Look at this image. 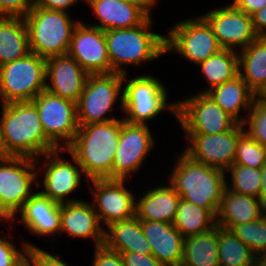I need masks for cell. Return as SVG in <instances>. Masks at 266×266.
<instances>
[{"instance_id":"cell-1","label":"cell","mask_w":266,"mask_h":266,"mask_svg":"<svg viewBox=\"0 0 266 266\" xmlns=\"http://www.w3.org/2000/svg\"><path fill=\"white\" fill-rule=\"evenodd\" d=\"M2 156H39L58 149L46 136L32 101L1 104Z\"/></svg>"},{"instance_id":"cell-2","label":"cell","mask_w":266,"mask_h":266,"mask_svg":"<svg viewBox=\"0 0 266 266\" xmlns=\"http://www.w3.org/2000/svg\"><path fill=\"white\" fill-rule=\"evenodd\" d=\"M174 160L167 181L182 199L208 209L217 217L226 188L225 171L192 160L183 151Z\"/></svg>"},{"instance_id":"cell-3","label":"cell","mask_w":266,"mask_h":266,"mask_svg":"<svg viewBox=\"0 0 266 266\" xmlns=\"http://www.w3.org/2000/svg\"><path fill=\"white\" fill-rule=\"evenodd\" d=\"M153 20L150 15L137 27L105 31L108 56L114 72L124 75L128 73V66L141 67L166 56V34L152 31L155 25Z\"/></svg>"},{"instance_id":"cell-4","label":"cell","mask_w":266,"mask_h":266,"mask_svg":"<svg viewBox=\"0 0 266 266\" xmlns=\"http://www.w3.org/2000/svg\"><path fill=\"white\" fill-rule=\"evenodd\" d=\"M121 118L103 123L79 125L66 148L89 179H112L113 159L118 147Z\"/></svg>"},{"instance_id":"cell-5","label":"cell","mask_w":266,"mask_h":266,"mask_svg":"<svg viewBox=\"0 0 266 266\" xmlns=\"http://www.w3.org/2000/svg\"><path fill=\"white\" fill-rule=\"evenodd\" d=\"M123 75V120L131 124H149L167 110L177 118V101H169L165 83L154 75ZM128 79V80H127Z\"/></svg>"},{"instance_id":"cell-6","label":"cell","mask_w":266,"mask_h":266,"mask_svg":"<svg viewBox=\"0 0 266 266\" xmlns=\"http://www.w3.org/2000/svg\"><path fill=\"white\" fill-rule=\"evenodd\" d=\"M72 17L64 11L34 5L24 17L30 51L44 59L67 54L73 31L80 22Z\"/></svg>"},{"instance_id":"cell-7","label":"cell","mask_w":266,"mask_h":266,"mask_svg":"<svg viewBox=\"0 0 266 266\" xmlns=\"http://www.w3.org/2000/svg\"><path fill=\"white\" fill-rule=\"evenodd\" d=\"M63 152L68 153L71 159L65 158ZM35 160L37 177H41V181L39 179L37 181V187L41 190L37 189L42 195L59 204L82 200L70 196L77 192V189H81L82 180L88 184L89 179L84 175L76 158L67 149L60 148L47 152Z\"/></svg>"},{"instance_id":"cell-8","label":"cell","mask_w":266,"mask_h":266,"mask_svg":"<svg viewBox=\"0 0 266 266\" xmlns=\"http://www.w3.org/2000/svg\"><path fill=\"white\" fill-rule=\"evenodd\" d=\"M37 175L34 158L0 157V219L2 221H11L22 209L24 203L37 191Z\"/></svg>"},{"instance_id":"cell-9","label":"cell","mask_w":266,"mask_h":266,"mask_svg":"<svg viewBox=\"0 0 266 266\" xmlns=\"http://www.w3.org/2000/svg\"><path fill=\"white\" fill-rule=\"evenodd\" d=\"M118 100L123 114V74H89L77 102L78 125L117 120L110 113Z\"/></svg>"},{"instance_id":"cell-10","label":"cell","mask_w":266,"mask_h":266,"mask_svg":"<svg viewBox=\"0 0 266 266\" xmlns=\"http://www.w3.org/2000/svg\"><path fill=\"white\" fill-rule=\"evenodd\" d=\"M165 35V53H174L193 65L200 64L221 50L211 26L201 16L179 20Z\"/></svg>"},{"instance_id":"cell-11","label":"cell","mask_w":266,"mask_h":266,"mask_svg":"<svg viewBox=\"0 0 266 266\" xmlns=\"http://www.w3.org/2000/svg\"><path fill=\"white\" fill-rule=\"evenodd\" d=\"M46 86V59L30 52L0 66V103L32 101Z\"/></svg>"},{"instance_id":"cell-12","label":"cell","mask_w":266,"mask_h":266,"mask_svg":"<svg viewBox=\"0 0 266 266\" xmlns=\"http://www.w3.org/2000/svg\"><path fill=\"white\" fill-rule=\"evenodd\" d=\"M176 120L184 134H219L238 123L208 94L198 92L177 101Z\"/></svg>"},{"instance_id":"cell-13","label":"cell","mask_w":266,"mask_h":266,"mask_svg":"<svg viewBox=\"0 0 266 266\" xmlns=\"http://www.w3.org/2000/svg\"><path fill=\"white\" fill-rule=\"evenodd\" d=\"M35 104L45 136L58 148L66 149L74 140L79 128L77 103L47 90L39 93Z\"/></svg>"},{"instance_id":"cell-14","label":"cell","mask_w":266,"mask_h":266,"mask_svg":"<svg viewBox=\"0 0 266 266\" xmlns=\"http://www.w3.org/2000/svg\"><path fill=\"white\" fill-rule=\"evenodd\" d=\"M128 179H93L86 184L92 205L105 229L135 216L136 193L126 187Z\"/></svg>"},{"instance_id":"cell-15","label":"cell","mask_w":266,"mask_h":266,"mask_svg":"<svg viewBox=\"0 0 266 266\" xmlns=\"http://www.w3.org/2000/svg\"><path fill=\"white\" fill-rule=\"evenodd\" d=\"M155 136L148 124H131L121 118L120 137L116 149L112 179H128L137 173L155 148Z\"/></svg>"},{"instance_id":"cell-16","label":"cell","mask_w":266,"mask_h":266,"mask_svg":"<svg viewBox=\"0 0 266 266\" xmlns=\"http://www.w3.org/2000/svg\"><path fill=\"white\" fill-rule=\"evenodd\" d=\"M243 124L219 134H185L187 146L183 152L192 160L226 171L234 164L239 137L244 133Z\"/></svg>"},{"instance_id":"cell-17","label":"cell","mask_w":266,"mask_h":266,"mask_svg":"<svg viewBox=\"0 0 266 266\" xmlns=\"http://www.w3.org/2000/svg\"><path fill=\"white\" fill-rule=\"evenodd\" d=\"M201 16L211 26L223 49L239 52L259 37L254 30L252 17L231 3L215 7Z\"/></svg>"},{"instance_id":"cell-18","label":"cell","mask_w":266,"mask_h":266,"mask_svg":"<svg viewBox=\"0 0 266 266\" xmlns=\"http://www.w3.org/2000/svg\"><path fill=\"white\" fill-rule=\"evenodd\" d=\"M88 74L113 73L108 56L105 31L80 20L76 25L67 53Z\"/></svg>"},{"instance_id":"cell-19","label":"cell","mask_w":266,"mask_h":266,"mask_svg":"<svg viewBox=\"0 0 266 266\" xmlns=\"http://www.w3.org/2000/svg\"><path fill=\"white\" fill-rule=\"evenodd\" d=\"M19 215V216H17ZM17 220V221H16ZM20 220V221H19ZM15 223H21L26 231L38 237L59 236L61 230L60 204L42 195L38 190L24 203L22 209L8 224L12 230Z\"/></svg>"},{"instance_id":"cell-20","label":"cell","mask_w":266,"mask_h":266,"mask_svg":"<svg viewBox=\"0 0 266 266\" xmlns=\"http://www.w3.org/2000/svg\"><path fill=\"white\" fill-rule=\"evenodd\" d=\"M88 73L68 54L46 59L45 90L77 103Z\"/></svg>"},{"instance_id":"cell-21","label":"cell","mask_w":266,"mask_h":266,"mask_svg":"<svg viewBox=\"0 0 266 266\" xmlns=\"http://www.w3.org/2000/svg\"><path fill=\"white\" fill-rule=\"evenodd\" d=\"M86 3L98 21L97 24H87L104 31L137 27L152 15L143 5L133 0H85Z\"/></svg>"},{"instance_id":"cell-22","label":"cell","mask_w":266,"mask_h":266,"mask_svg":"<svg viewBox=\"0 0 266 266\" xmlns=\"http://www.w3.org/2000/svg\"><path fill=\"white\" fill-rule=\"evenodd\" d=\"M61 234L93 240L94 247L103 245L104 228L89 201L79 200L60 204Z\"/></svg>"},{"instance_id":"cell-23","label":"cell","mask_w":266,"mask_h":266,"mask_svg":"<svg viewBox=\"0 0 266 266\" xmlns=\"http://www.w3.org/2000/svg\"><path fill=\"white\" fill-rule=\"evenodd\" d=\"M141 226L152 255L164 266H180L183 260L184 237L172 223L141 220Z\"/></svg>"},{"instance_id":"cell-24","label":"cell","mask_w":266,"mask_h":266,"mask_svg":"<svg viewBox=\"0 0 266 266\" xmlns=\"http://www.w3.org/2000/svg\"><path fill=\"white\" fill-rule=\"evenodd\" d=\"M161 183L136 197L135 216L140 220L174 222L180 195L168 182ZM161 185V186H160Z\"/></svg>"},{"instance_id":"cell-25","label":"cell","mask_w":266,"mask_h":266,"mask_svg":"<svg viewBox=\"0 0 266 266\" xmlns=\"http://www.w3.org/2000/svg\"><path fill=\"white\" fill-rule=\"evenodd\" d=\"M264 214L265 208L258 198L225 188L216 217V225L231 230L236 225L257 220Z\"/></svg>"},{"instance_id":"cell-26","label":"cell","mask_w":266,"mask_h":266,"mask_svg":"<svg viewBox=\"0 0 266 266\" xmlns=\"http://www.w3.org/2000/svg\"><path fill=\"white\" fill-rule=\"evenodd\" d=\"M103 244L120 254L135 252L152 255V249L144 235L141 220L136 216L106 227Z\"/></svg>"},{"instance_id":"cell-27","label":"cell","mask_w":266,"mask_h":266,"mask_svg":"<svg viewBox=\"0 0 266 266\" xmlns=\"http://www.w3.org/2000/svg\"><path fill=\"white\" fill-rule=\"evenodd\" d=\"M206 94L241 124L245 121L247 113L256 97V94L239 75L230 81L212 88ZM241 113L245 114L242 116Z\"/></svg>"},{"instance_id":"cell-28","label":"cell","mask_w":266,"mask_h":266,"mask_svg":"<svg viewBox=\"0 0 266 266\" xmlns=\"http://www.w3.org/2000/svg\"><path fill=\"white\" fill-rule=\"evenodd\" d=\"M24 18L0 17V66L30 53Z\"/></svg>"},{"instance_id":"cell-29","label":"cell","mask_w":266,"mask_h":266,"mask_svg":"<svg viewBox=\"0 0 266 266\" xmlns=\"http://www.w3.org/2000/svg\"><path fill=\"white\" fill-rule=\"evenodd\" d=\"M239 76L257 94L266 84V37H258L238 52Z\"/></svg>"},{"instance_id":"cell-30","label":"cell","mask_w":266,"mask_h":266,"mask_svg":"<svg viewBox=\"0 0 266 266\" xmlns=\"http://www.w3.org/2000/svg\"><path fill=\"white\" fill-rule=\"evenodd\" d=\"M180 266H220L218 259V225L210 230L184 238Z\"/></svg>"},{"instance_id":"cell-31","label":"cell","mask_w":266,"mask_h":266,"mask_svg":"<svg viewBox=\"0 0 266 266\" xmlns=\"http://www.w3.org/2000/svg\"><path fill=\"white\" fill-rule=\"evenodd\" d=\"M207 85L198 93H207L212 88L230 81L239 75L238 51L221 49L197 65Z\"/></svg>"},{"instance_id":"cell-32","label":"cell","mask_w":266,"mask_h":266,"mask_svg":"<svg viewBox=\"0 0 266 266\" xmlns=\"http://www.w3.org/2000/svg\"><path fill=\"white\" fill-rule=\"evenodd\" d=\"M173 225L187 238L213 228L216 225V217L208 209L180 198Z\"/></svg>"},{"instance_id":"cell-33","label":"cell","mask_w":266,"mask_h":266,"mask_svg":"<svg viewBox=\"0 0 266 266\" xmlns=\"http://www.w3.org/2000/svg\"><path fill=\"white\" fill-rule=\"evenodd\" d=\"M220 266H255L257 256L231 230L218 226Z\"/></svg>"},{"instance_id":"cell-34","label":"cell","mask_w":266,"mask_h":266,"mask_svg":"<svg viewBox=\"0 0 266 266\" xmlns=\"http://www.w3.org/2000/svg\"><path fill=\"white\" fill-rule=\"evenodd\" d=\"M225 173L228 190L258 198L262 183L261 169L233 164Z\"/></svg>"},{"instance_id":"cell-35","label":"cell","mask_w":266,"mask_h":266,"mask_svg":"<svg viewBox=\"0 0 266 266\" xmlns=\"http://www.w3.org/2000/svg\"><path fill=\"white\" fill-rule=\"evenodd\" d=\"M231 231L256 255L266 252V214L259 219L234 226Z\"/></svg>"},{"instance_id":"cell-36","label":"cell","mask_w":266,"mask_h":266,"mask_svg":"<svg viewBox=\"0 0 266 266\" xmlns=\"http://www.w3.org/2000/svg\"><path fill=\"white\" fill-rule=\"evenodd\" d=\"M234 164L261 169L266 164V148L244 132L237 141Z\"/></svg>"},{"instance_id":"cell-37","label":"cell","mask_w":266,"mask_h":266,"mask_svg":"<svg viewBox=\"0 0 266 266\" xmlns=\"http://www.w3.org/2000/svg\"><path fill=\"white\" fill-rule=\"evenodd\" d=\"M244 131L266 148V101L255 97L252 107L242 123Z\"/></svg>"},{"instance_id":"cell-38","label":"cell","mask_w":266,"mask_h":266,"mask_svg":"<svg viewBox=\"0 0 266 266\" xmlns=\"http://www.w3.org/2000/svg\"><path fill=\"white\" fill-rule=\"evenodd\" d=\"M10 231L11 230H8V237L5 235V232L3 230L2 232L4 233V236L0 235V266L19 265L28 256V249L36 247L34 243H29V241L27 240H24V242L22 241L20 246L21 248L17 247V245H15V243L11 240V237H13V235Z\"/></svg>"},{"instance_id":"cell-39","label":"cell","mask_w":266,"mask_h":266,"mask_svg":"<svg viewBox=\"0 0 266 266\" xmlns=\"http://www.w3.org/2000/svg\"><path fill=\"white\" fill-rule=\"evenodd\" d=\"M33 6V0H0V17L24 18Z\"/></svg>"},{"instance_id":"cell-40","label":"cell","mask_w":266,"mask_h":266,"mask_svg":"<svg viewBox=\"0 0 266 266\" xmlns=\"http://www.w3.org/2000/svg\"><path fill=\"white\" fill-rule=\"evenodd\" d=\"M94 250L91 266H125L121 254L109 249L104 244L94 247Z\"/></svg>"},{"instance_id":"cell-41","label":"cell","mask_w":266,"mask_h":266,"mask_svg":"<svg viewBox=\"0 0 266 266\" xmlns=\"http://www.w3.org/2000/svg\"><path fill=\"white\" fill-rule=\"evenodd\" d=\"M28 256L31 258L34 266H70L67 261L42 249L39 246L28 249Z\"/></svg>"},{"instance_id":"cell-42","label":"cell","mask_w":266,"mask_h":266,"mask_svg":"<svg viewBox=\"0 0 266 266\" xmlns=\"http://www.w3.org/2000/svg\"><path fill=\"white\" fill-rule=\"evenodd\" d=\"M125 266H164L153 255L135 252L121 253Z\"/></svg>"},{"instance_id":"cell-43","label":"cell","mask_w":266,"mask_h":266,"mask_svg":"<svg viewBox=\"0 0 266 266\" xmlns=\"http://www.w3.org/2000/svg\"><path fill=\"white\" fill-rule=\"evenodd\" d=\"M85 3V0H35L34 5L49 10L64 11L69 13L74 5Z\"/></svg>"},{"instance_id":"cell-44","label":"cell","mask_w":266,"mask_h":266,"mask_svg":"<svg viewBox=\"0 0 266 266\" xmlns=\"http://www.w3.org/2000/svg\"><path fill=\"white\" fill-rule=\"evenodd\" d=\"M230 3L250 16L266 6V0H232Z\"/></svg>"},{"instance_id":"cell-45","label":"cell","mask_w":266,"mask_h":266,"mask_svg":"<svg viewBox=\"0 0 266 266\" xmlns=\"http://www.w3.org/2000/svg\"><path fill=\"white\" fill-rule=\"evenodd\" d=\"M253 27L259 37H266V6L251 15Z\"/></svg>"},{"instance_id":"cell-46","label":"cell","mask_w":266,"mask_h":266,"mask_svg":"<svg viewBox=\"0 0 266 266\" xmlns=\"http://www.w3.org/2000/svg\"><path fill=\"white\" fill-rule=\"evenodd\" d=\"M262 183L260 188V193L258 199L261 204L266 206V164L261 168Z\"/></svg>"},{"instance_id":"cell-47","label":"cell","mask_w":266,"mask_h":266,"mask_svg":"<svg viewBox=\"0 0 266 266\" xmlns=\"http://www.w3.org/2000/svg\"><path fill=\"white\" fill-rule=\"evenodd\" d=\"M138 2L139 4L143 5L151 14L152 9L156 7L158 0H133Z\"/></svg>"},{"instance_id":"cell-48","label":"cell","mask_w":266,"mask_h":266,"mask_svg":"<svg viewBox=\"0 0 266 266\" xmlns=\"http://www.w3.org/2000/svg\"><path fill=\"white\" fill-rule=\"evenodd\" d=\"M255 266H266V252L257 256Z\"/></svg>"},{"instance_id":"cell-49","label":"cell","mask_w":266,"mask_h":266,"mask_svg":"<svg viewBox=\"0 0 266 266\" xmlns=\"http://www.w3.org/2000/svg\"><path fill=\"white\" fill-rule=\"evenodd\" d=\"M256 97L266 101V84L264 87L256 94Z\"/></svg>"},{"instance_id":"cell-50","label":"cell","mask_w":266,"mask_h":266,"mask_svg":"<svg viewBox=\"0 0 266 266\" xmlns=\"http://www.w3.org/2000/svg\"><path fill=\"white\" fill-rule=\"evenodd\" d=\"M17 266H34L31 258L27 256L19 265Z\"/></svg>"},{"instance_id":"cell-51","label":"cell","mask_w":266,"mask_h":266,"mask_svg":"<svg viewBox=\"0 0 266 266\" xmlns=\"http://www.w3.org/2000/svg\"><path fill=\"white\" fill-rule=\"evenodd\" d=\"M0 157H2V143H1V138H0Z\"/></svg>"}]
</instances>
